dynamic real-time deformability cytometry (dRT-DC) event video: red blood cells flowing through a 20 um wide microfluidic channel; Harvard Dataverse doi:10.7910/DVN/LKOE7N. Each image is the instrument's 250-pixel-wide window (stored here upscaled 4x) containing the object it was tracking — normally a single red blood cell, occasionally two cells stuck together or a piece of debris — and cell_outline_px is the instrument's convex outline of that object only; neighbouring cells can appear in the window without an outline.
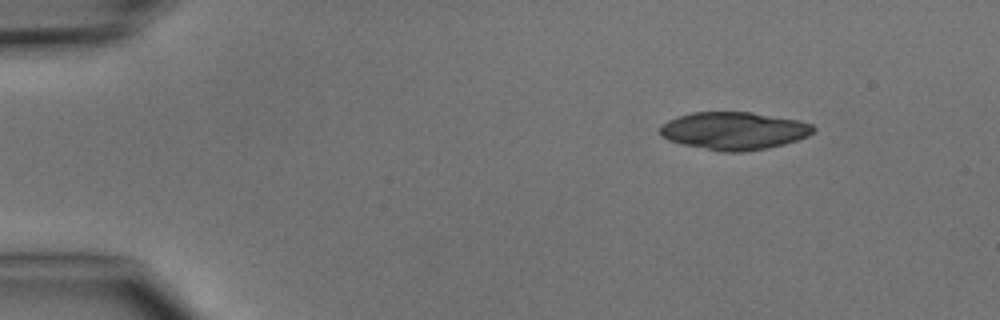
{"species": "common noctule bat (a hibernating species)", "species_latin": "Nyctalus noctula", "temperature_condition": "cold", "stored_images_in_passage": 4, "camera_frame_rate_fps": 3000, "um_per_image_px": 0.085, "animal": {"sex": "male", "body_mass_g": 15.6}, "frame": {"image": 1, "passage_image": 1, "time_ms": 0.0, "image_size_px": [1000, 320], "cell_outline_px": [[816, 128], [808, 136], [784, 144], [768, 148], [744, 152], [720, 152], [680, 144], [668, 140], [660, 136], [660, 128], [668, 120], [692, 112], [752, 112], [800, 120], [812, 124]], "centroid_in_image_um": [62.39, 11.13], "position_along_channel_um": 22.6, "area_um2": 33.93}}